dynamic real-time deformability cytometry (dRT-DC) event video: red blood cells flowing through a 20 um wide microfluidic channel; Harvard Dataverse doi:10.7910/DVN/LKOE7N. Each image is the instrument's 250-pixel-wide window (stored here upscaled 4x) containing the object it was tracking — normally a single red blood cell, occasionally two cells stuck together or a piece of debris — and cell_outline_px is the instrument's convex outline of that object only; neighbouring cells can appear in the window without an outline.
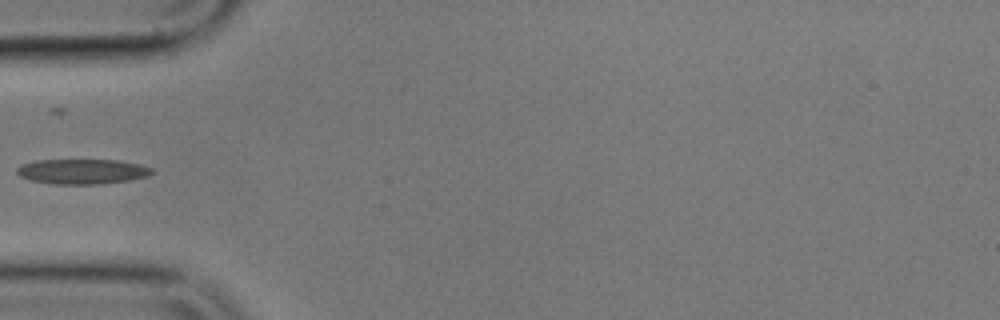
{"species": "common noctule bat (a hibernating species)", "species_latin": "Nyctalus noctula", "temperature_condition": "cold", "stored_images_in_passage": 38, "camera_frame_rate_fps": 3000, "um_per_image_px": 0.085, "animal": {"sex": "male", "body_mass_g": 17.9}, "frame": {"image": 1, "passage_image": 1, "time_ms": 0.0, "image_size_px": [1000, 320], "cell_outline_px": [[152, 172], [148, 176], [128, 180], [100, 184], [52, 184], [32, 180], [20, 176], [16, 172], [16, 168], [24, 164], [36, 160], [120, 160], [140, 164], [152, 168]], "centroid_in_image_um": [7.0, 14.57], "position_along_channel_um": 78.0, "area_um2": 19.59}}
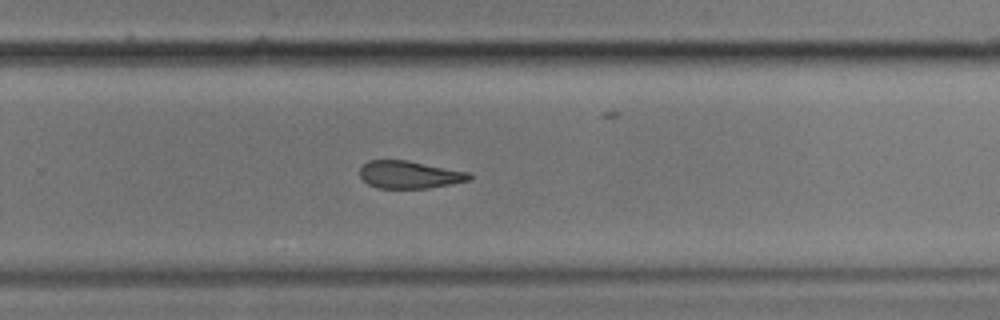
{"frame": {"image": 2, "passage_image": 19, "time_ms": 6.0, "image_size_px": [1000, 320], "cell_outline_px": [[472, 180], [452, 184], [428, 188], [376, 188], [368, 184], [360, 176], [360, 168], [368, 160], [404, 160], [468, 172], [472, 176]], "centroid_in_image_um": [34.8, 14.86], "position_along_channel_um": 295.0, "area_um2": 17.46}}
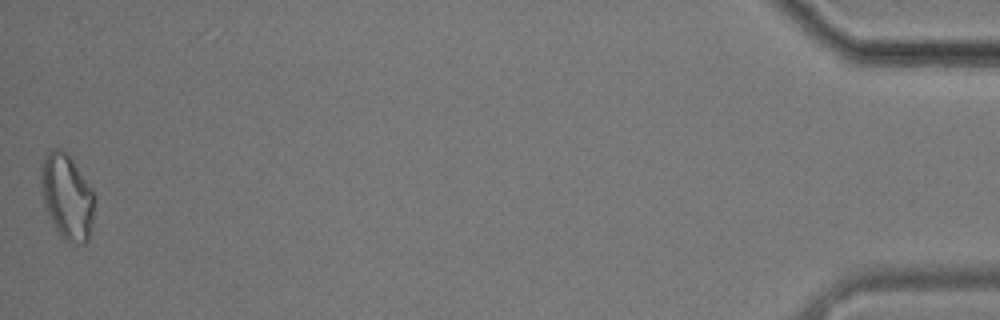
{"frame": {"image": 3, "passage_image": 38, "time_ms": 12.333, "image_size_px": [1000, 320], "cell_outline_px": [[96, 200], [92, 224], [88, 240], [84, 244], [76, 244], [64, 240], [56, 228], [44, 204], [40, 180], [40, 168], [44, 156], [52, 148], [56, 148], [68, 152], [92, 188], [96, 196]], "centroid_in_image_um": [5.72, 16.69], "position_along_channel_um": 429.5, "area_um2": 26.93}}